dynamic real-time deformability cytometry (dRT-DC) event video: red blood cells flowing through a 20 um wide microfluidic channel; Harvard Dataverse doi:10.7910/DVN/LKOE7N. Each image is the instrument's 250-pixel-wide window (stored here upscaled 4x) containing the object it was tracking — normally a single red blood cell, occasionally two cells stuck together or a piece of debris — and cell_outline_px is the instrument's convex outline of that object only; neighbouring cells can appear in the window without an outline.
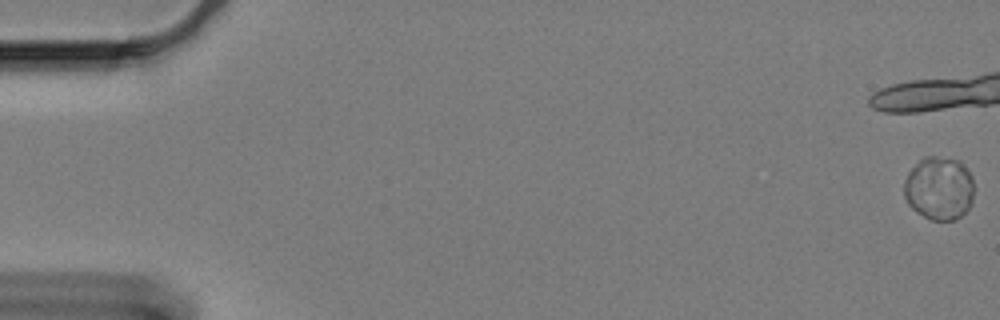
{"species": "Egyptian fruit bat (a non-hibernating species)", "species_latin": "Rousettus aegyptiacus", "temperature_condition": "cold", "stored_images_in_passage": 13, "camera_frame_rate_fps": 3000, "um_per_image_px": 0.085, "animal": {"sex": "female"}, "frame": {"image": 1, "passage_image": 1, "time_ms": 0.0, "image_size_px": [1000, 320], "cell_outline_px": [[972, 200], [968, 208], [956, 220], [932, 220], [916, 212], [908, 204], [904, 196], [904, 184], [908, 172], [924, 156], [936, 156], [960, 160], [964, 164], [972, 176]], "centroid_in_image_um": [79.81, 15.99], "position_along_channel_um": 5.2, "area_um2": 25.84}}